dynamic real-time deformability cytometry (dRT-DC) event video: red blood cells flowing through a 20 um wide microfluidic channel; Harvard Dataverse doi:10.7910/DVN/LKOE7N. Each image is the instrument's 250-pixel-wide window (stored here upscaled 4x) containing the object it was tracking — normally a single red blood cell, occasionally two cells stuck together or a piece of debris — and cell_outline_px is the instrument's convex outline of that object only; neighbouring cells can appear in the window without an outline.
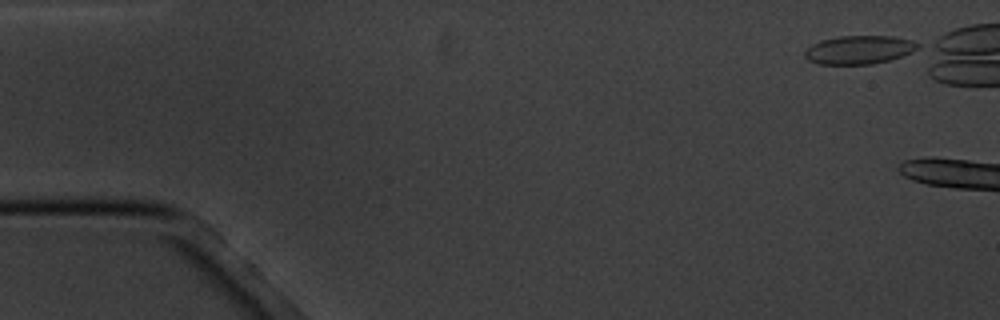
{"species": "common noctule bat (a hibernating species)", "species_latin": "Nyctalus noctula", "temperature_condition": "cold", "stored_images_in_passage": 3, "camera_frame_rate_fps": 3000, "um_per_image_px": 0.085, "animal": {"sex": "male", "body_mass_g": 20.1, "forearm_length_mm": 53.5}, "frame": {"image": 1, "passage_image": 1, "time_ms": 0.0, "image_size_px": [1000, 320], "cell_outline_px": [[920, 48], [912, 52], [888, 60], [872, 64], [820, 64], [808, 60], [804, 56], [804, 52], [812, 44], [820, 40], [840, 36], [892, 36], [912, 40], [920, 44]], "centroid_in_image_um": [73.03, 4.22], "position_along_channel_um": 12.0, "area_um2": 18.73}}